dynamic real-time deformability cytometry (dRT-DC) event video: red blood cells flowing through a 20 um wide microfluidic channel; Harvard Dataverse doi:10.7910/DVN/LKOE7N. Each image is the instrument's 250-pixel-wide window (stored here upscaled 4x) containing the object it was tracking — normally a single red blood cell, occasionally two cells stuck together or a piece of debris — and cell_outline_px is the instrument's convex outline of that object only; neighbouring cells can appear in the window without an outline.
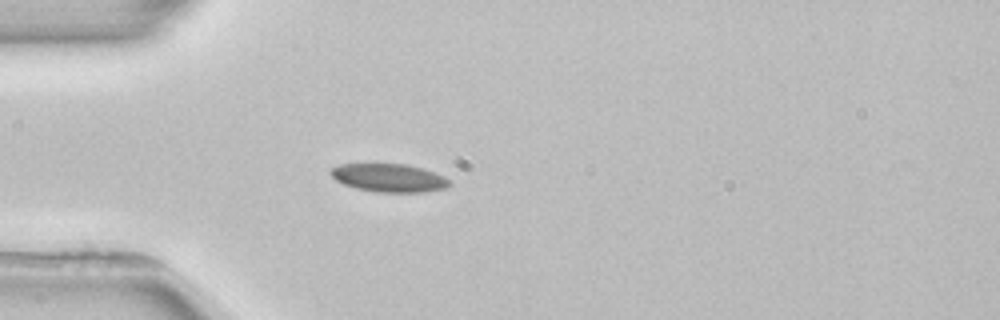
{"species": "common noctule bat (a hibernating species)", "species_latin": "Nyctalus noctula", "temperature_condition": "room temperature", "stored_images_in_passage": 3, "camera_frame_rate_fps": 3000, "um_per_image_px": 0.085, "animal": {"sex": "female", "body_mass_g": 22.7, "forearm_length_mm": 54.2}, "frame": {"image": 1, "passage_image": 3, "time_ms": 3.0, "image_size_px": [1000, 320], "cell_outline_px": [[452, 184], [448, 188], [424, 192], [376, 192], [356, 188], [344, 184], [336, 180], [328, 172], [332, 168], [340, 164], [404, 164], [420, 168], [444, 176], [452, 180]], "centroid_in_image_um": [33.09, 15.13], "position_along_channel_um": 51.9, "area_um2": 19.54}}